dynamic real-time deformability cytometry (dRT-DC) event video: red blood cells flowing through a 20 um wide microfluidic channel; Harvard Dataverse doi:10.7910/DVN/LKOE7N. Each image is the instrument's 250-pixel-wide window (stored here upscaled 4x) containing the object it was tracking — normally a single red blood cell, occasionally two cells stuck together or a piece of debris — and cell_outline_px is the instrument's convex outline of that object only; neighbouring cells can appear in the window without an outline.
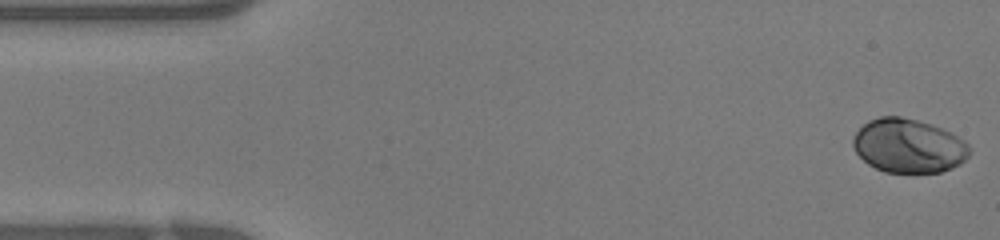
{"species": "human", "species_latin": "Homo sapiens", "temperature_condition": "warm", "stored_images_in_passage": 39, "camera_frame_rate_fps": 3000, "um_per_image_px": 0.085, "donor": {"sex": "female"}, "frame": {"image": 1, "passage_image": 1, "time_ms": 0.0, "image_size_px": [1000, 240], "cell_outline_px": [[972, 152], [960, 164], [952, 168], [940, 172], [884, 172], [868, 164], [856, 152], [852, 144], [852, 136], [868, 120], [880, 116], [900, 116], [932, 124], [964, 140], [972, 148]], "centroid_in_image_um": [77.22, 12.39], "position_along_channel_um": 7.8, "area_um2": 36.65}}
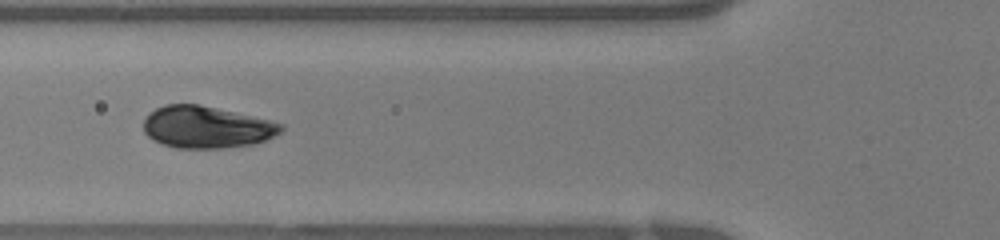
{"frame": {"image": 2, "passage_image": 14, "time_ms": 4.333, "image_size_px": [1000, 240], "cell_outline_px": [[284, 128], [276, 136], [252, 144], [224, 148], [176, 148], [160, 144], [152, 140], [144, 132], [144, 120], [156, 108], [164, 104], [200, 104], [236, 112], [284, 124]], "centroid_in_image_um": [17.55, 10.81], "position_along_channel_um": 108.3, "area_um2": 33.64}}
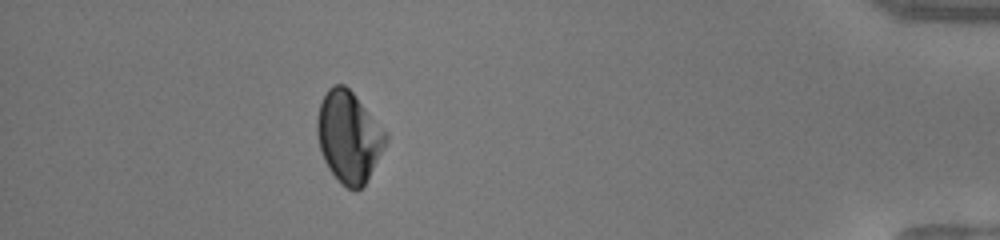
{"frame": {"image": 3, "passage_image": 35, "time_ms": 11.333, "image_size_px": [1000, 240], "cell_outline_px": [[388, 140], [364, 184], [356, 192], [340, 184], [328, 168], [324, 160], [320, 148], [316, 132], [316, 120], [320, 104], [328, 88], [332, 84], [344, 84], [352, 92], [388, 132]], "centroid_in_image_um": [29.64, 11.62], "position_along_channel_um": 405.6, "area_um2": 36.41}}